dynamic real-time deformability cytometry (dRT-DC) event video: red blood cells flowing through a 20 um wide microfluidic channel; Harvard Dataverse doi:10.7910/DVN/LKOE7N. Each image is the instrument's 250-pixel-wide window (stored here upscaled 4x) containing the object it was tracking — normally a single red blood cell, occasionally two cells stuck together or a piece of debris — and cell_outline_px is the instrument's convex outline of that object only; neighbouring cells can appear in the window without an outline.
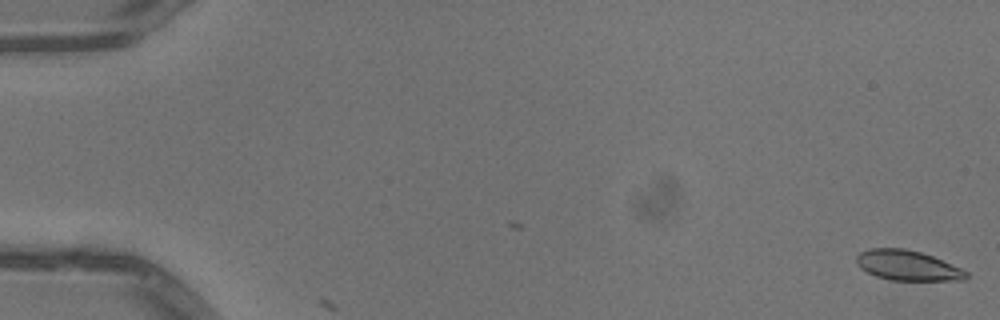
{"species": "common noctule bat (a hibernating species)", "species_latin": "Nyctalus noctula", "temperature_condition": "warm", "stored_images_in_passage": 4, "camera_frame_rate_fps": 3000, "um_per_image_px": 0.085, "animal": {"sex": "male", "body_mass_g": 13.3}, "frame": {"image": 1, "passage_image": 4, "time_ms": 1.0, "image_size_px": [1000, 320], "cell_outline_px": [[968, 276], [964, 280], [888, 280], [876, 276], [860, 268], [856, 264], [856, 256], [860, 252], [872, 248], [904, 248], [920, 252], [932, 256], [960, 268], [968, 272]], "centroid_in_image_um": [77.11, 22.56], "position_along_channel_um": 7.9, "area_um2": 19.13}}